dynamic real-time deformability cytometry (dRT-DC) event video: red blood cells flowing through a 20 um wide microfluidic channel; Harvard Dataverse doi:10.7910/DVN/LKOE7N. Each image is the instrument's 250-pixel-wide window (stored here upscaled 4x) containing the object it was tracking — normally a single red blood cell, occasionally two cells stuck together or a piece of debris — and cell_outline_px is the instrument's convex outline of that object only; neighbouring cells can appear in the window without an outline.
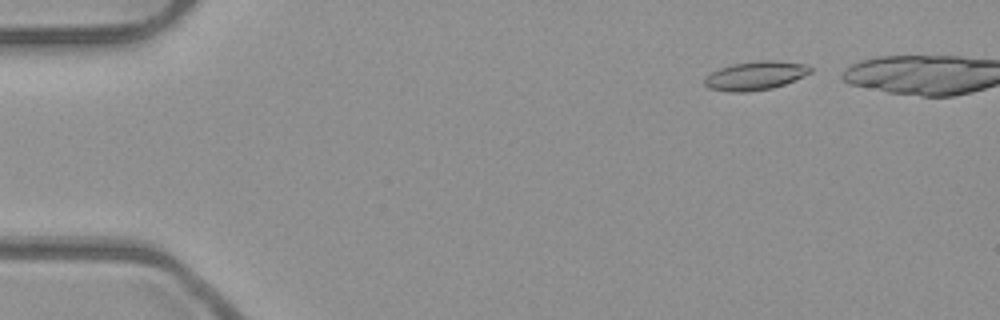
{"species": "common noctule bat (a hibernating species)", "species_latin": "Nyctalus noctula", "temperature_condition": "room temperature", "stored_images_in_passage": 4, "camera_frame_rate_fps": 3000, "um_per_image_px": 0.085, "animal": {"sex": "male", "body_mass_g": 23.1, "forearm_length_mm": 52.7}, "frame": {"image": 1, "passage_image": 1, "time_ms": 0.0, "image_size_px": [1000, 320], "cell_outline_px": [[812, 72], [804, 76], [784, 84], [772, 88], [748, 92], [728, 92], [708, 88], [704, 84], [704, 76], [720, 68], [732, 64], [760, 60], [776, 60], [808, 64], [812, 68]], "centroid_in_image_um": [64.21, 6.43], "position_along_channel_um": 20.8, "area_um2": 17.92}}